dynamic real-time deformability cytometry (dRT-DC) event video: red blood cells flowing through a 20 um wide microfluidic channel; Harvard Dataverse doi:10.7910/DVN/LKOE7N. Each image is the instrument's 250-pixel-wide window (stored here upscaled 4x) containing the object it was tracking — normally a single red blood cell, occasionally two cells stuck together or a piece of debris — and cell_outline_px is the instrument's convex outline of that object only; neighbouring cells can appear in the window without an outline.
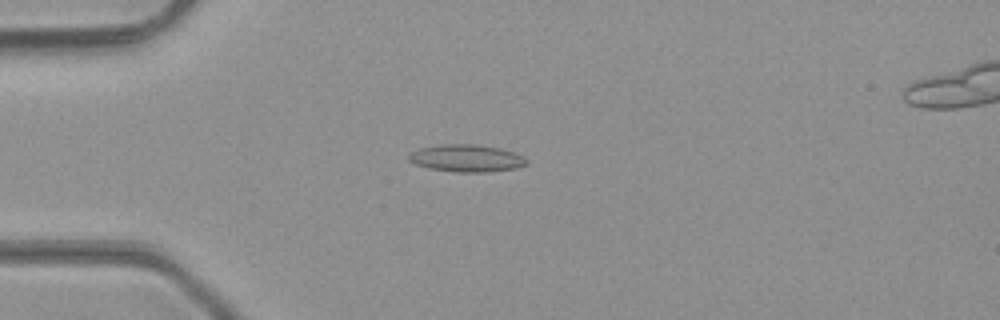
{"species": "common noctule bat (a hibernating species)", "species_latin": "Nyctalus noctula", "temperature_condition": "room temperature", "stored_images_in_passage": 47, "camera_frame_rate_fps": 3000, "um_per_image_px": 0.085, "animal": {"sex": "male", "body_mass_g": 23.1, "forearm_length_mm": 52.7}, "frame": {"image": 1, "passage_image": 12, "time_ms": 3.667, "image_size_px": [1000, 320], "cell_outline_px": [[528, 164], [516, 168], [488, 172], [460, 172], [428, 168], [416, 164], [408, 160], [408, 156], [412, 152], [420, 148], [440, 144], [476, 144], [500, 148], [524, 156], [528, 160]], "centroid_in_image_um": [39.68, 13.44], "position_along_channel_um": 45.3, "area_um2": 18.73}}
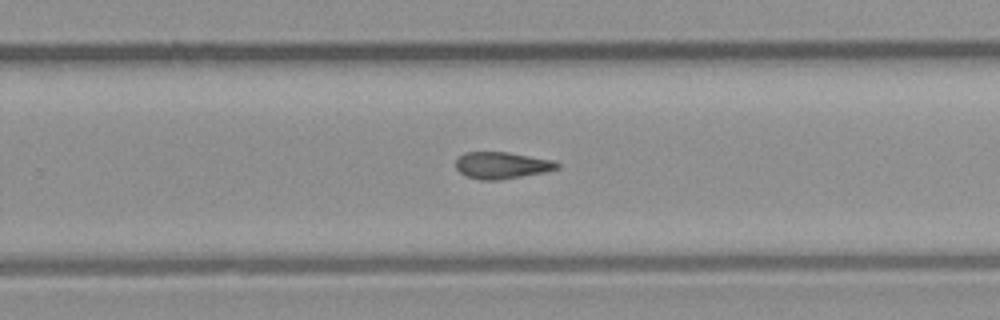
{"frame": {"image": 2, "passage_image": 30, "time_ms": 9.667, "image_size_px": [1000, 320], "cell_outline_px": [[560, 168], [544, 172], [500, 180], [480, 180], [468, 176], [460, 172], [456, 168], [456, 160], [464, 152], [508, 152], [552, 160], [560, 164]], "centroid_in_image_um": [42.66, 14.05], "position_along_channel_um": 287.1, "area_um2": 15.72}}
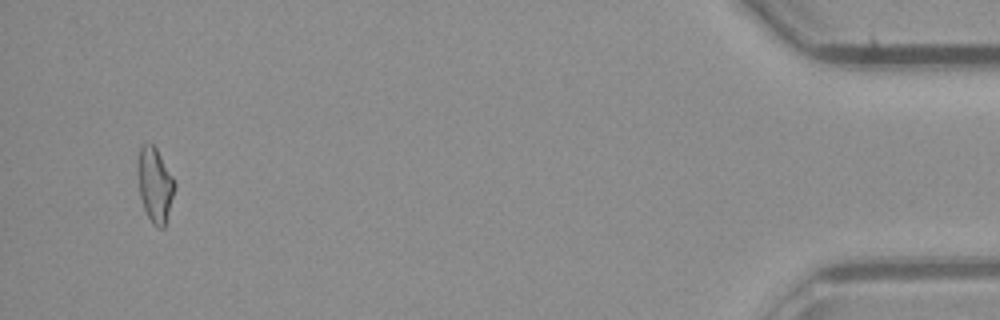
{"frame": {"image": 3, "passage_image": 45, "time_ms": 14.667, "image_size_px": [1000, 320], "cell_outline_px": [[176, 184], [164, 228], [160, 228], [152, 224], [144, 208], [140, 196], [140, 148], [144, 144], [152, 144], [156, 148], [172, 176]], "centroid_in_image_um": [13.21, 15.76], "position_along_channel_um": 422.0, "area_um2": 15.14}, "authors_computed_cell_mechanics": {"area_um2": 16.2418, "velocity_mm_per_s": 4.3643, "shape_relaxation_time_tau1_ms": null, "shape_relaxation_time_tau2_ms": 4.9449, "deformation_change_tau1": null, "deformation_change_tau2": 0.1212}}